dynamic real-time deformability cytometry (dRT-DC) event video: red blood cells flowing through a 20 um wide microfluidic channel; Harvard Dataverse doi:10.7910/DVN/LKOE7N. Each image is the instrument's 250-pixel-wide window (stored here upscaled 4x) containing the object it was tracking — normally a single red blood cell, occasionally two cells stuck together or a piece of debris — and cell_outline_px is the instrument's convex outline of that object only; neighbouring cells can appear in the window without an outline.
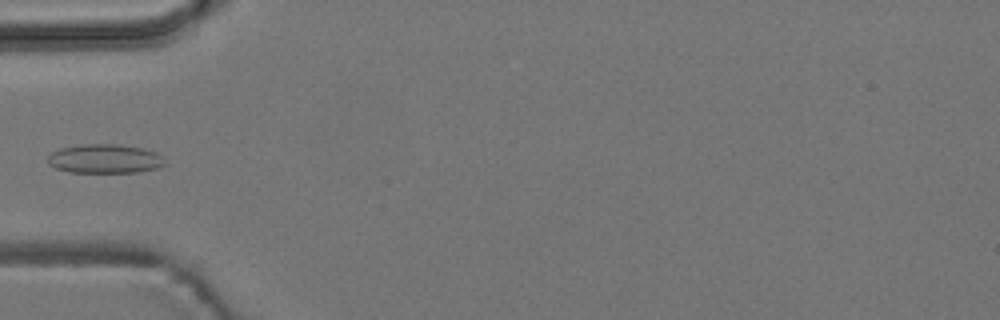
{"species": "common noctule bat (a hibernating species)", "species_latin": "Nyctalus noctula", "temperature_condition": "room temperature", "stored_images_in_passage": 4, "camera_frame_rate_fps": 3000, "um_per_image_px": 0.085, "animal": {"sex": "male", "body_mass_g": 19.2, "forearm_length_mm": 51.8}, "frame": {"image": 1, "passage_image": 4, "time_ms": 4.667, "image_size_px": [1000, 320], "cell_outline_px": [[164, 164], [156, 168], [136, 172], [68, 172], [56, 168], [48, 164], [48, 156], [52, 152], [60, 148], [80, 144], [120, 144], [144, 148], [156, 152], [160, 156]], "centroid_in_image_um": [8.86, 13.48], "position_along_channel_um": 76.1, "area_um2": 19.77}}